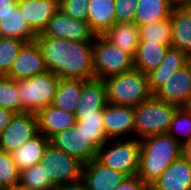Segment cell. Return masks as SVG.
<instances>
[{"label": "cell", "mask_w": 191, "mask_h": 190, "mask_svg": "<svg viewBox=\"0 0 191 190\" xmlns=\"http://www.w3.org/2000/svg\"><path fill=\"white\" fill-rule=\"evenodd\" d=\"M47 71L63 79L95 78L93 41L76 42L55 37H36Z\"/></svg>", "instance_id": "1"}, {"label": "cell", "mask_w": 191, "mask_h": 190, "mask_svg": "<svg viewBox=\"0 0 191 190\" xmlns=\"http://www.w3.org/2000/svg\"><path fill=\"white\" fill-rule=\"evenodd\" d=\"M140 145L137 176L149 186L182 153V145L168 133L149 136L140 140Z\"/></svg>", "instance_id": "2"}, {"label": "cell", "mask_w": 191, "mask_h": 190, "mask_svg": "<svg viewBox=\"0 0 191 190\" xmlns=\"http://www.w3.org/2000/svg\"><path fill=\"white\" fill-rule=\"evenodd\" d=\"M107 102L115 105L138 106L153 96L149 88L148 75L133 68L103 80Z\"/></svg>", "instance_id": "3"}, {"label": "cell", "mask_w": 191, "mask_h": 190, "mask_svg": "<svg viewBox=\"0 0 191 190\" xmlns=\"http://www.w3.org/2000/svg\"><path fill=\"white\" fill-rule=\"evenodd\" d=\"M177 108L178 106L154 96L135 106V138L142 140L149 136L168 133Z\"/></svg>", "instance_id": "4"}, {"label": "cell", "mask_w": 191, "mask_h": 190, "mask_svg": "<svg viewBox=\"0 0 191 190\" xmlns=\"http://www.w3.org/2000/svg\"><path fill=\"white\" fill-rule=\"evenodd\" d=\"M140 153V140L112 139L98 149L96 160L105 167L112 168L128 177L137 175Z\"/></svg>", "instance_id": "5"}, {"label": "cell", "mask_w": 191, "mask_h": 190, "mask_svg": "<svg viewBox=\"0 0 191 190\" xmlns=\"http://www.w3.org/2000/svg\"><path fill=\"white\" fill-rule=\"evenodd\" d=\"M59 77L50 71L29 79L17 81L21 99L22 113H37L40 109L52 105Z\"/></svg>", "instance_id": "6"}, {"label": "cell", "mask_w": 191, "mask_h": 190, "mask_svg": "<svg viewBox=\"0 0 191 190\" xmlns=\"http://www.w3.org/2000/svg\"><path fill=\"white\" fill-rule=\"evenodd\" d=\"M93 59L96 79L104 80L134 68V59L103 35H96L94 38Z\"/></svg>", "instance_id": "7"}, {"label": "cell", "mask_w": 191, "mask_h": 190, "mask_svg": "<svg viewBox=\"0 0 191 190\" xmlns=\"http://www.w3.org/2000/svg\"><path fill=\"white\" fill-rule=\"evenodd\" d=\"M40 164L55 187L82 179L84 164L51 143L46 147Z\"/></svg>", "instance_id": "8"}, {"label": "cell", "mask_w": 191, "mask_h": 190, "mask_svg": "<svg viewBox=\"0 0 191 190\" xmlns=\"http://www.w3.org/2000/svg\"><path fill=\"white\" fill-rule=\"evenodd\" d=\"M39 133L35 113L14 114L0 135V150L12 154Z\"/></svg>", "instance_id": "9"}, {"label": "cell", "mask_w": 191, "mask_h": 190, "mask_svg": "<svg viewBox=\"0 0 191 190\" xmlns=\"http://www.w3.org/2000/svg\"><path fill=\"white\" fill-rule=\"evenodd\" d=\"M50 143L86 164L96 159L98 148L88 139L87 135L76 125L68 130L56 133L50 138Z\"/></svg>", "instance_id": "10"}, {"label": "cell", "mask_w": 191, "mask_h": 190, "mask_svg": "<svg viewBox=\"0 0 191 190\" xmlns=\"http://www.w3.org/2000/svg\"><path fill=\"white\" fill-rule=\"evenodd\" d=\"M37 37H55L76 42L94 41L96 34L87 21H81L65 15L59 10L49 21L46 28Z\"/></svg>", "instance_id": "11"}, {"label": "cell", "mask_w": 191, "mask_h": 190, "mask_svg": "<svg viewBox=\"0 0 191 190\" xmlns=\"http://www.w3.org/2000/svg\"><path fill=\"white\" fill-rule=\"evenodd\" d=\"M134 111V106L108 103L104 107L103 122L108 140L135 138Z\"/></svg>", "instance_id": "12"}, {"label": "cell", "mask_w": 191, "mask_h": 190, "mask_svg": "<svg viewBox=\"0 0 191 190\" xmlns=\"http://www.w3.org/2000/svg\"><path fill=\"white\" fill-rule=\"evenodd\" d=\"M153 96L178 107H185L191 99V71L189 62L184 67L176 70L173 75L153 93Z\"/></svg>", "instance_id": "13"}, {"label": "cell", "mask_w": 191, "mask_h": 190, "mask_svg": "<svg viewBox=\"0 0 191 190\" xmlns=\"http://www.w3.org/2000/svg\"><path fill=\"white\" fill-rule=\"evenodd\" d=\"M46 71L47 68L41 49L36 40H34L26 42L22 46L6 76L19 81L29 79Z\"/></svg>", "instance_id": "14"}, {"label": "cell", "mask_w": 191, "mask_h": 190, "mask_svg": "<svg viewBox=\"0 0 191 190\" xmlns=\"http://www.w3.org/2000/svg\"><path fill=\"white\" fill-rule=\"evenodd\" d=\"M17 6L37 35L43 32L48 21L60 10V3L56 0H18Z\"/></svg>", "instance_id": "15"}, {"label": "cell", "mask_w": 191, "mask_h": 190, "mask_svg": "<svg viewBox=\"0 0 191 190\" xmlns=\"http://www.w3.org/2000/svg\"><path fill=\"white\" fill-rule=\"evenodd\" d=\"M127 176L105 167L96 159L83 165L82 180L89 190H115Z\"/></svg>", "instance_id": "16"}, {"label": "cell", "mask_w": 191, "mask_h": 190, "mask_svg": "<svg viewBox=\"0 0 191 190\" xmlns=\"http://www.w3.org/2000/svg\"><path fill=\"white\" fill-rule=\"evenodd\" d=\"M150 190H191V165L181 156L150 185Z\"/></svg>", "instance_id": "17"}, {"label": "cell", "mask_w": 191, "mask_h": 190, "mask_svg": "<svg viewBox=\"0 0 191 190\" xmlns=\"http://www.w3.org/2000/svg\"><path fill=\"white\" fill-rule=\"evenodd\" d=\"M39 133L50 139L56 133L68 130L77 123L75 113L49 105L36 113Z\"/></svg>", "instance_id": "18"}, {"label": "cell", "mask_w": 191, "mask_h": 190, "mask_svg": "<svg viewBox=\"0 0 191 190\" xmlns=\"http://www.w3.org/2000/svg\"><path fill=\"white\" fill-rule=\"evenodd\" d=\"M77 119H82V114H96L108 104L106 86L101 79L82 80V94L79 100Z\"/></svg>", "instance_id": "19"}, {"label": "cell", "mask_w": 191, "mask_h": 190, "mask_svg": "<svg viewBox=\"0 0 191 190\" xmlns=\"http://www.w3.org/2000/svg\"><path fill=\"white\" fill-rule=\"evenodd\" d=\"M188 61L187 54L170 46L158 67L147 74L151 92L154 93L176 70L187 65Z\"/></svg>", "instance_id": "20"}, {"label": "cell", "mask_w": 191, "mask_h": 190, "mask_svg": "<svg viewBox=\"0 0 191 190\" xmlns=\"http://www.w3.org/2000/svg\"><path fill=\"white\" fill-rule=\"evenodd\" d=\"M87 22L96 35H104L114 24V0H90L87 4Z\"/></svg>", "instance_id": "21"}, {"label": "cell", "mask_w": 191, "mask_h": 190, "mask_svg": "<svg viewBox=\"0 0 191 190\" xmlns=\"http://www.w3.org/2000/svg\"><path fill=\"white\" fill-rule=\"evenodd\" d=\"M171 46L191 57V11L175 9L171 16Z\"/></svg>", "instance_id": "22"}, {"label": "cell", "mask_w": 191, "mask_h": 190, "mask_svg": "<svg viewBox=\"0 0 191 190\" xmlns=\"http://www.w3.org/2000/svg\"><path fill=\"white\" fill-rule=\"evenodd\" d=\"M103 36L134 59L140 41L135 23H116Z\"/></svg>", "instance_id": "23"}, {"label": "cell", "mask_w": 191, "mask_h": 190, "mask_svg": "<svg viewBox=\"0 0 191 190\" xmlns=\"http://www.w3.org/2000/svg\"><path fill=\"white\" fill-rule=\"evenodd\" d=\"M0 37L31 42L37 34L30 28L17 6L14 11L0 18Z\"/></svg>", "instance_id": "24"}, {"label": "cell", "mask_w": 191, "mask_h": 190, "mask_svg": "<svg viewBox=\"0 0 191 190\" xmlns=\"http://www.w3.org/2000/svg\"><path fill=\"white\" fill-rule=\"evenodd\" d=\"M50 139L38 133L23 146L12 153L13 161L21 172L24 169L39 164Z\"/></svg>", "instance_id": "25"}, {"label": "cell", "mask_w": 191, "mask_h": 190, "mask_svg": "<svg viewBox=\"0 0 191 190\" xmlns=\"http://www.w3.org/2000/svg\"><path fill=\"white\" fill-rule=\"evenodd\" d=\"M170 46L161 44L158 41H139L137 53L134 57V68L148 74L158 67Z\"/></svg>", "instance_id": "26"}, {"label": "cell", "mask_w": 191, "mask_h": 190, "mask_svg": "<svg viewBox=\"0 0 191 190\" xmlns=\"http://www.w3.org/2000/svg\"><path fill=\"white\" fill-rule=\"evenodd\" d=\"M82 94V80L60 78L52 105L63 111L76 113Z\"/></svg>", "instance_id": "27"}, {"label": "cell", "mask_w": 191, "mask_h": 190, "mask_svg": "<svg viewBox=\"0 0 191 190\" xmlns=\"http://www.w3.org/2000/svg\"><path fill=\"white\" fill-rule=\"evenodd\" d=\"M172 11L169 0H138L134 23L140 27L160 22L169 18Z\"/></svg>", "instance_id": "28"}, {"label": "cell", "mask_w": 191, "mask_h": 190, "mask_svg": "<svg viewBox=\"0 0 191 190\" xmlns=\"http://www.w3.org/2000/svg\"><path fill=\"white\" fill-rule=\"evenodd\" d=\"M75 125L82 129L98 149L108 141L104 129L103 110L97 111L96 114H82V119H77Z\"/></svg>", "instance_id": "29"}, {"label": "cell", "mask_w": 191, "mask_h": 190, "mask_svg": "<svg viewBox=\"0 0 191 190\" xmlns=\"http://www.w3.org/2000/svg\"><path fill=\"white\" fill-rule=\"evenodd\" d=\"M19 186L24 190H54L49 176L41 164L24 169L20 172Z\"/></svg>", "instance_id": "30"}, {"label": "cell", "mask_w": 191, "mask_h": 190, "mask_svg": "<svg viewBox=\"0 0 191 190\" xmlns=\"http://www.w3.org/2000/svg\"><path fill=\"white\" fill-rule=\"evenodd\" d=\"M140 41L160 42L171 45L172 27L170 17L160 22L150 23L139 27Z\"/></svg>", "instance_id": "31"}, {"label": "cell", "mask_w": 191, "mask_h": 190, "mask_svg": "<svg viewBox=\"0 0 191 190\" xmlns=\"http://www.w3.org/2000/svg\"><path fill=\"white\" fill-rule=\"evenodd\" d=\"M0 107L12 111L15 114L22 113L17 80L6 75H0Z\"/></svg>", "instance_id": "32"}, {"label": "cell", "mask_w": 191, "mask_h": 190, "mask_svg": "<svg viewBox=\"0 0 191 190\" xmlns=\"http://www.w3.org/2000/svg\"><path fill=\"white\" fill-rule=\"evenodd\" d=\"M168 134L181 145L191 141V113L185 107H178L173 115Z\"/></svg>", "instance_id": "33"}, {"label": "cell", "mask_w": 191, "mask_h": 190, "mask_svg": "<svg viewBox=\"0 0 191 190\" xmlns=\"http://www.w3.org/2000/svg\"><path fill=\"white\" fill-rule=\"evenodd\" d=\"M25 41L0 37V75H7Z\"/></svg>", "instance_id": "34"}, {"label": "cell", "mask_w": 191, "mask_h": 190, "mask_svg": "<svg viewBox=\"0 0 191 190\" xmlns=\"http://www.w3.org/2000/svg\"><path fill=\"white\" fill-rule=\"evenodd\" d=\"M20 171L12 154L0 150V183L3 187L19 186Z\"/></svg>", "instance_id": "35"}, {"label": "cell", "mask_w": 191, "mask_h": 190, "mask_svg": "<svg viewBox=\"0 0 191 190\" xmlns=\"http://www.w3.org/2000/svg\"><path fill=\"white\" fill-rule=\"evenodd\" d=\"M116 23H134L138 0H114Z\"/></svg>", "instance_id": "36"}, {"label": "cell", "mask_w": 191, "mask_h": 190, "mask_svg": "<svg viewBox=\"0 0 191 190\" xmlns=\"http://www.w3.org/2000/svg\"><path fill=\"white\" fill-rule=\"evenodd\" d=\"M90 0H63L60 3V10L67 16L87 21V4Z\"/></svg>", "instance_id": "37"}, {"label": "cell", "mask_w": 191, "mask_h": 190, "mask_svg": "<svg viewBox=\"0 0 191 190\" xmlns=\"http://www.w3.org/2000/svg\"><path fill=\"white\" fill-rule=\"evenodd\" d=\"M115 190H150V186L134 175L126 177Z\"/></svg>", "instance_id": "38"}, {"label": "cell", "mask_w": 191, "mask_h": 190, "mask_svg": "<svg viewBox=\"0 0 191 190\" xmlns=\"http://www.w3.org/2000/svg\"><path fill=\"white\" fill-rule=\"evenodd\" d=\"M17 4L18 0H0V18L14 11Z\"/></svg>", "instance_id": "39"}, {"label": "cell", "mask_w": 191, "mask_h": 190, "mask_svg": "<svg viewBox=\"0 0 191 190\" xmlns=\"http://www.w3.org/2000/svg\"><path fill=\"white\" fill-rule=\"evenodd\" d=\"M54 190H89L86 183L81 179L77 182L56 186Z\"/></svg>", "instance_id": "40"}, {"label": "cell", "mask_w": 191, "mask_h": 190, "mask_svg": "<svg viewBox=\"0 0 191 190\" xmlns=\"http://www.w3.org/2000/svg\"><path fill=\"white\" fill-rule=\"evenodd\" d=\"M14 114L15 113H13L12 111L0 107V135L2 134L3 130L8 126Z\"/></svg>", "instance_id": "41"}, {"label": "cell", "mask_w": 191, "mask_h": 190, "mask_svg": "<svg viewBox=\"0 0 191 190\" xmlns=\"http://www.w3.org/2000/svg\"><path fill=\"white\" fill-rule=\"evenodd\" d=\"M173 10L191 8V0H169Z\"/></svg>", "instance_id": "42"}, {"label": "cell", "mask_w": 191, "mask_h": 190, "mask_svg": "<svg viewBox=\"0 0 191 190\" xmlns=\"http://www.w3.org/2000/svg\"><path fill=\"white\" fill-rule=\"evenodd\" d=\"M181 156L191 165V141L182 145Z\"/></svg>", "instance_id": "43"}, {"label": "cell", "mask_w": 191, "mask_h": 190, "mask_svg": "<svg viewBox=\"0 0 191 190\" xmlns=\"http://www.w3.org/2000/svg\"><path fill=\"white\" fill-rule=\"evenodd\" d=\"M1 190H24L20 186L16 187H3Z\"/></svg>", "instance_id": "44"}, {"label": "cell", "mask_w": 191, "mask_h": 190, "mask_svg": "<svg viewBox=\"0 0 191 190\" xmlns=\"http://www.w3.org/2000/svg\"><path fill=\"white\" fill-rule=\"evenodd\" d=\"M185 108L191 113V99L188 101L187 105Z\"/></svg>", "instance_id": "45"}, {"label": "cell", "mask_w": 191, "mask_h": 190, "mask_svg": "<svg viewBox=\"0 0 191 190\" xmlns=\"http://www.w3.org/2000/svg\"><path fill=\"white\" fill-rule=\"evenodd\" d=\"M189 68H190V71H191V57H189Z\"/></svg>", "instance_id": "46"}]
</instances>
